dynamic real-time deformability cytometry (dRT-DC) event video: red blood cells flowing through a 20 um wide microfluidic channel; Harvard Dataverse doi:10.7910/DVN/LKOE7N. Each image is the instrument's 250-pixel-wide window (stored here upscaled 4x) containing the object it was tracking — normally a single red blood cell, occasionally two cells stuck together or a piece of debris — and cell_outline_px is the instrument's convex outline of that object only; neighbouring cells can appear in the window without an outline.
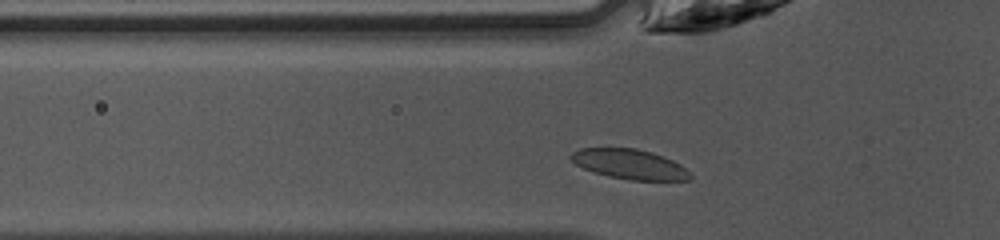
{"species": "common noctule bat (a hibernating species)", "species_latin": "Nyctalus noctula", "temperature_condition": "warm", "stored_images_in_passage": 26, "camera_frame_rate_fps": 3000, "um_per_image_px": 0.085, "animal": {"sex": "female", "body_mass_g": 10.0, "forearm_length_mm": 53.1}, "frame": {"image": 1, "passage_image": 2, "time_ms": 0.333, "image_size_px": [1000, 240], "cell_outline_px": [[692, 180], [632, 180], [592, 172], [576, 164], [568, 156], [572, 152], [580, 148], [636, 148], [652, 152], [664, 156], [680, 164], [692, 176]], "centroid_in_image_um": [53.52, 13.94], "position_along_channel_um": 72.3, "area_um2": 20.63}}
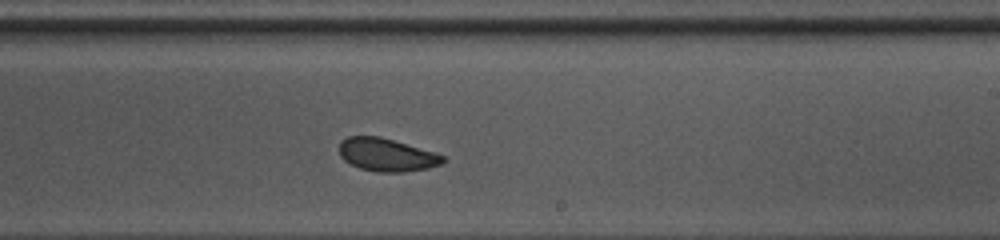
{"frame": {"image": 2, "passage_image": 15, "time_ms": 4.667, "image_size_px": [1000, 240], "cell_outline_px": [[448, 160], [440, 164], [428, 168], [404, 172], [376, 172], [360, 168], [344, 160], [340, 156], [340, 140], [348, 136], [380, 136], [436, 152], [444, 156]], "centroid_in_image_um": [32.89, 13.15], "position_along_channel_um": 256.1, "area_um2": 20.06}}
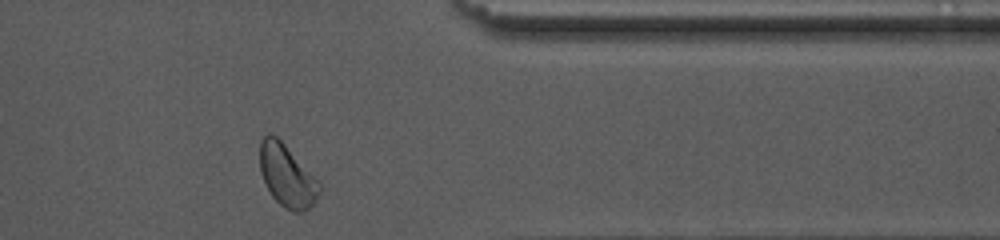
{"frame": {"image": 3, "passage_image": 25, "time_ms": 8.0, "image_size_px": [1000, 240], "cell_outline_px": [[324, 188], [316, 200], [304, 212], [292, 212], [284, 208], [272, 196], [260, 172], [260, 140], [268, 132], [276, 136], [284, 144]], "centroid_in_image_um": [24.39, 14.96], "position_along_channel_um": 387.0, "area_um2": 21.39}, "authors_computed_cell_mechanics": {"area_um2": 20.2878, "velocity_mm_per_s": 4.2202, "shape_relaxation_time_tau1_ms": 1.8972, "shape_relaxation_time_tau2_ms": 2.8007, "deformation_change_tau1": 0.0787, "deformation_change_tau2": 0.069}}